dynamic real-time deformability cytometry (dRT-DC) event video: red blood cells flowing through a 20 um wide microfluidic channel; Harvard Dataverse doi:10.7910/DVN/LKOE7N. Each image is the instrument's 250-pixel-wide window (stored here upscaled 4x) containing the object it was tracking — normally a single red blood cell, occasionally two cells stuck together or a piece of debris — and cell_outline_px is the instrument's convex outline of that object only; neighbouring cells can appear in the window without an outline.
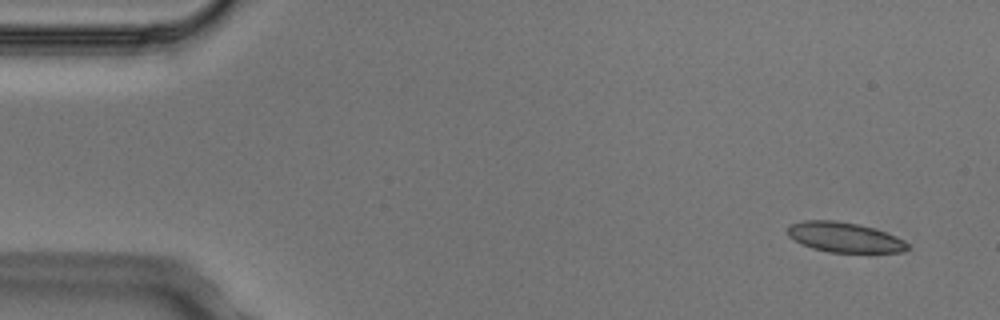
{"species": "Egyptian fruit bat (a non-hibernating species)", "species_latin": "Rousettus aegyptiacus", "temperature_condition": "cold", "stored_images_in_passage": 5, "camera_frame_rate_fps": 3000, "um_per_image_px": 0.085, "animal": {"sex": "male"}, "frame": {"image": 1, "passage_image": 1, "time_ms": 0.0, "image_size_px": [1000, 320], "cell_outline_px": [[908, 248], [904, 252], [828, 252], [812, 248], [788, 236], [788, 224], [804, 220], [836, 220], [860, 224], [896, 236], [904, 240], [908, 244]], "centroid_in_image_um": [71.77, 20.16], "position_along_channel_um": 13.2, "area_um2": 20.87}}
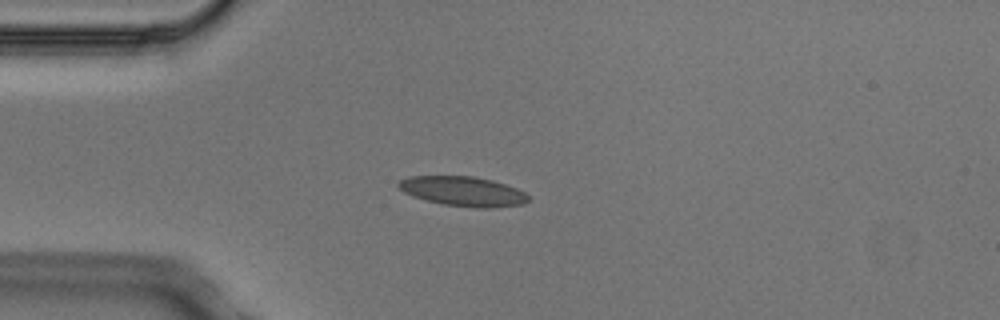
{"frame": {"image": 2, "passage_image": 3, "time_ms": 0.667, "image_size_px": [1000, 320], "cell_outline_px": [[528, 200], [524, 204], [488, 208], [476, 208], [444, 204], [412, 196], [404, 192], [396, 184], [400, 180], [408, 176], [472, 176], [492, 180], [516, 188], [524, 192], [528, 196]], "centroid_in_image_um": [39.35, 16.25], "position_along_channel_um": 45.7, "area_um2": 22.25}}
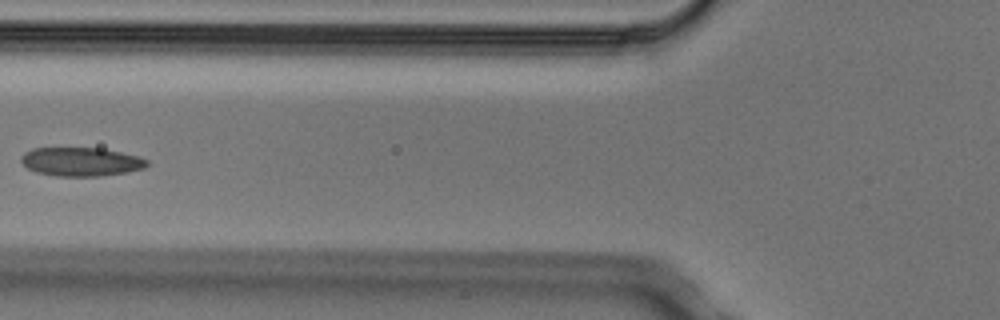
{"frame": {"image": 3, "passage_image": 5, "time_ms": 1.333, "image_size_px": [1000, 320], "cell_outline_px": [[148, 164], [144, 168], [128, 172], [100, 176], [56, 176], [36, 172], [28, 168], [20, 160], [20, 156], [24, 152], [32, 148], [100, 148], [140, 156], [148, 160]], "centroid_in_image_um": [6.89, 13.74], "position_along_channel_um": 118.9, "area_um2": 21.15}}